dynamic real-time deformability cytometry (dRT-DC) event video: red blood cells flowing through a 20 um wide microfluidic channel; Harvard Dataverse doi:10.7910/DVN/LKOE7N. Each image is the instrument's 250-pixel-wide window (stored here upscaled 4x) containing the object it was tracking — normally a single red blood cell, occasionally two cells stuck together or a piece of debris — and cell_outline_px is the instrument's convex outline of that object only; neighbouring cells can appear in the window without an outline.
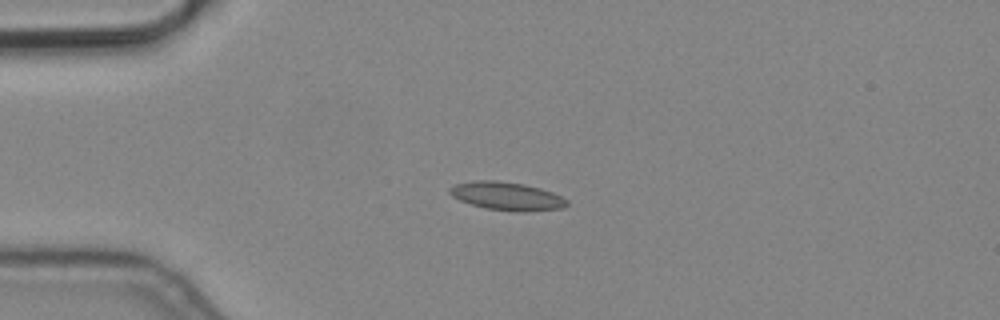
{"species": "common noctule bat (a hibernating species)", "species_latin": "Nyctalus noctula", "temperature_condition": "cold", "stored_images_in_passage": 3, "camera_frame_rate_fps": 3000, "um_per_image_px": 0.085, "animal": {"sex": "male", "body_mass_g": 19.2, "forearm_length_mm": 51.8}, "frame": {"image": 1, "passage_image": 2, "time_ms": 0.333, "image_size_px": [1000, 320], "cell_outline_px": [[568, 204], [564, 208], [484, 208], [460, 200], [452, 196], [448, 192], [448, 188], [456, 184], [476, 180], [496, 180], [524, 184], [540, 188], [552, 192], [568, 200]], "centroid_in_image_um": [42.99, 16.59], "position_along_channel_um": 42.0, "area_um2": 18.09}}